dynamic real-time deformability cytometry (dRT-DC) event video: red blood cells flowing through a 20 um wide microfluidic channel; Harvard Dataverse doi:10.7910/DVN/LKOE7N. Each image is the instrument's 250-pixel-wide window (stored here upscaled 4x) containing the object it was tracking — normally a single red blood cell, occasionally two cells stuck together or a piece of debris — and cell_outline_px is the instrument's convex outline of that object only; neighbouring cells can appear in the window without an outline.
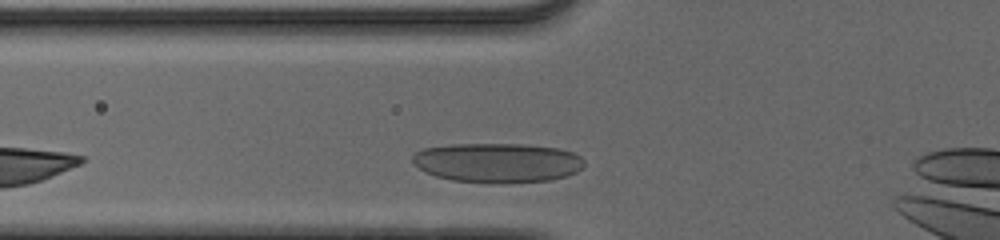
{"species": "human", "species_latin": "Homo sapiens", "temperature_condition": "cold", "stored_images_in_passage": 23, "camera_frame_rate_fps": 3000, "um_per_image_px": 0.085, "donor": {"sex": "male"}, "frame": {"image": 1, "passage_image": 6, "time_ms": 1.667, "image_size_px": [1000, 240], "cell_outline_px": [[584, 164], [576, 172], [568, 176], [552, 180], [504, 184], [492, 184], [452, 180], [436, 176], [424, 172], [412, 160], [412, 156], [420, 148], [452, 144], [524, 144], [560, 148], [572, 152], [580, 156], [584, 160]], "centroid_in_image_um": [42.29, 13.84], "position_along_channel_um": 83.5, "area_um2": 40.17}}
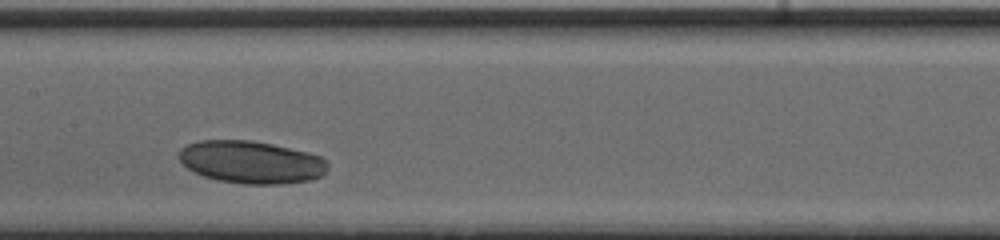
{"frame": {"image": 2, "passage_image": 14, "time_ms": 4.333, "image_size_px": [1000, 240], "cell_outline_px": [[328, 168], [324, 176], [312, 180], [284, 184], [244, 184], [220, 180], [204, 176], [188, 168], [180, 160], [180, 148], [188, 144], [200, 140], [252, 140], [272, 144], [308, 152], [320, 156], [328, 164]], "centroid_in_image_um": [21.41, 13.78], "position_along_channel_um": 186.0, "area_um2": 36.93}}
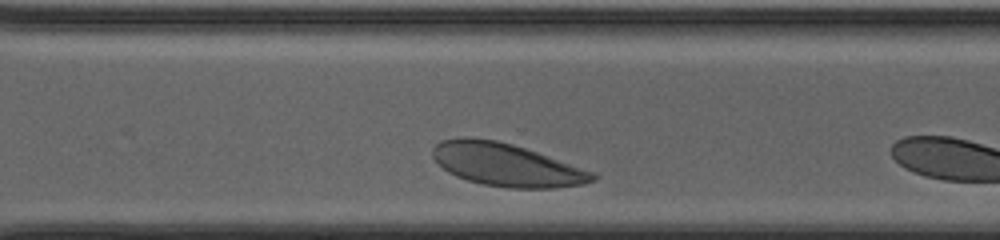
{"frame": {"image": 3, "passage_image": 22, "time_ms": 7.0, "image_size_px": [1000, 240], "cell_outline_px": [[596, 180], [580, 184], [552, 188], [508, 188], [484, 184], [468, 180], [456, 176], [448, 172], [432, 156], [432, 148], [440, 140], [460, 136], [468, 136], [496, 140], [512, 144], [596, 172]], "centroid_in_image_um": [43.01, 13.99], "position_along_channel_um": 327.6, "area_um2": 39.82}}